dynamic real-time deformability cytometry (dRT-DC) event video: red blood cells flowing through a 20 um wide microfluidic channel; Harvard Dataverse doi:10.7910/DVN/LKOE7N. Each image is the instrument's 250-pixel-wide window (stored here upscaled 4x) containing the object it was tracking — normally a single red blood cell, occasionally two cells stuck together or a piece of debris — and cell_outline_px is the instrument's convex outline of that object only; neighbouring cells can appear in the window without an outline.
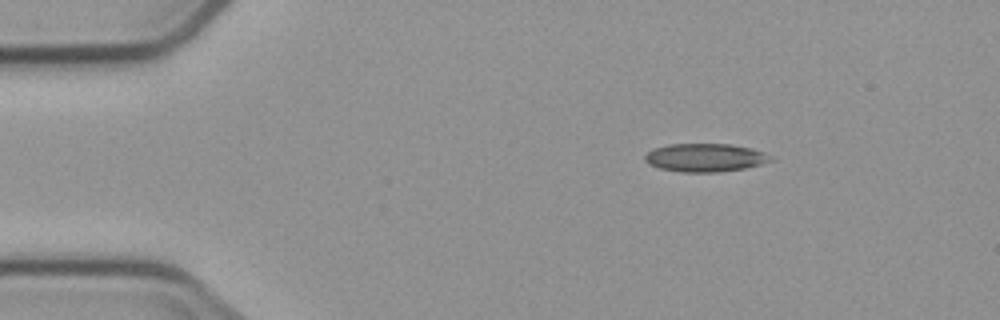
{"species": "common noctule bat (a hibernating species)", "species_latin": "Nyctalus noctula", "temperature_condition": "cold", "stored_images_in_passage": 3, "camera_frame_rate_fps": 3000, "um_per_image_px": 0.085, "animal": {"sex": "male", "body_mass_g": 23.1, "forearm_length_mm": 52.7}, "frame": {"image": 1, "passage_image": 1, "time_ms": 0.0, "image_size_px": [1000, 320], "cell_outline_px": [[776, 160], [744, 168], [720, 172], [680, 172], [660, 168], [648, 164], [644, 160], [644, 156], [648, 152], [656, 148], [668, 144], [732, 144], [752, 148], [776, 156]], "centroid_in_image_um": [60.0, 13.4], "position_along_channel_um": 25.0, "area_um2": 20.92}}